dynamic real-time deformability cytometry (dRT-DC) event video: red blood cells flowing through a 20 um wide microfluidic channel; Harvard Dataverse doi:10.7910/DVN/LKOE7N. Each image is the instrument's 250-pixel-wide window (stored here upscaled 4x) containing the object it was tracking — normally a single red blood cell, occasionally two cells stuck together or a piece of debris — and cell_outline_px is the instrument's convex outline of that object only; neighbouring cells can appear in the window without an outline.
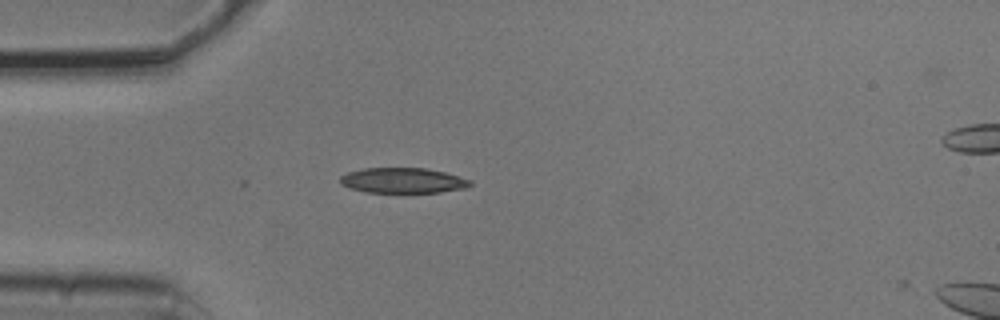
{"species": "common noctule bat (a hibernating species)", "species_latin": "Nyctalus noctula", "temperature_condition": "cold", "stored_images_in_passage": 3, "camera_frame_rate_fps": 3000, "um_per_image_px": 0.085, "animal": {"sex": "male", "body_mass_g": 20.5, "forearm_length_mm": 52.5}, "frame": {"image": 1, "passage_image": 2, "time_ms": 0.333, "image_size_px": [1000, 320], "cell_outline_px": [[472, 184], [464, 188], [440, 192], [364, 192], [340, 184], [340, 176], [348, 172], [364, 168], [428, 168], [444, 172], [472, 180]], "centroid_in_image_um": [34.24, 15.33], "position_along_channel_um": 50.8, "area_um2": 19.07}}